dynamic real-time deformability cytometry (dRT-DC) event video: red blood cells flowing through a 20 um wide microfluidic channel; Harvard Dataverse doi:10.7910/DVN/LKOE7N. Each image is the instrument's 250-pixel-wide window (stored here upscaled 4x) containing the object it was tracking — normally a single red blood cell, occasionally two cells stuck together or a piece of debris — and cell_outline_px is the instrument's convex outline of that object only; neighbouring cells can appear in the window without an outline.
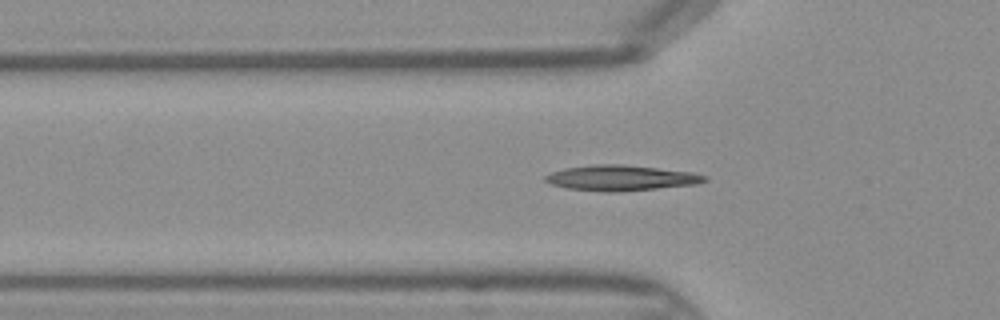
{"species": "Egyptian fruit bat (a non-hibernating species)", "species_latin": "Rousettus aegyptiacus", "temperature_condition": "warm", "stored_images_in_passage": 41, "camera_frame_rate_fps": 3000, "um_per_image_px": 0.085, "frame": {"image": 1, "passage_image": 10, "time_ms": 3.0, "image_size_px": [1000, 320], "cell_outline_px": [[708, 180], [696, 184], [620, 192], [604, 192], [568, 188], [552, 184], [544, 180], [544, 176], [552, 172], [564, 168], [592, 164], [624, 164], [692, 172], [708, 176]], "centroid_in_image_um": [52.79, 15.12], "position_along_channel_um": 73.0, "area_um2": 23.7}}
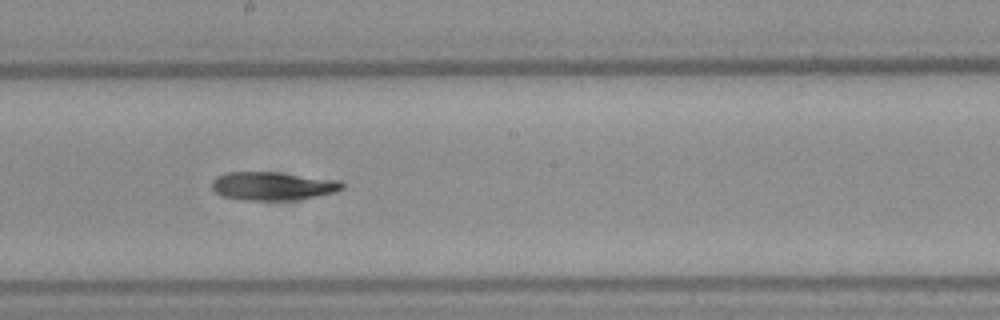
{"frame": {"image": 2, "passage_image": 20, "time_ms": 6.333, "image_size_px": [1000, 320], "cell_outline_px": [[344, 188], [336, 192], [316, 196], [292, 200], [244, 200], [224, 196], [216, 192], [212, 188], [212, 180], [216, 176], [228, 172], [276, 172], [340, 180], [344, 184]], "centroid_in_image_um": [23.2, 15.8], "position_along_channel_um": 225.0, "area_um2": 21.5}}
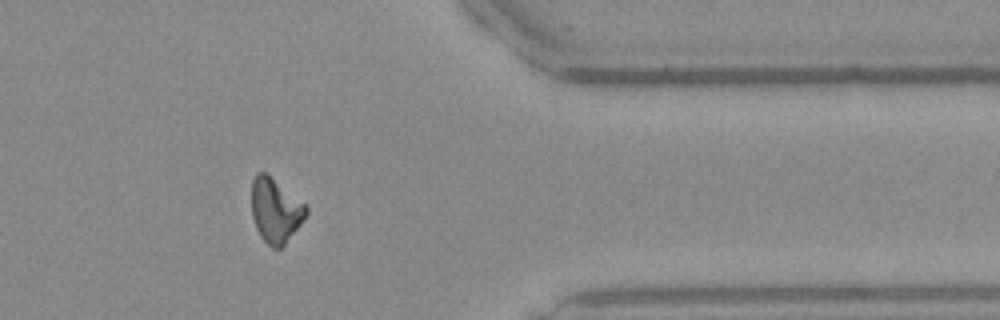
{"frame": {"image": 3, "passage_image": 32, "time_ms": 10.333, "image_size_px": [1000, 320], "cell_outline_px": [[308, 212], [300, 224], [284, 244], [280, 248], [272, 248], [260, 236], [256, 228], [252, 216], [252, 180], [256, 172], [264, 172], [304, 204], [308, 208]], "centroid_in_image_um": [23.38, 17.9], "position_along_channel_um": 388.0, "area_um2": 19.88}}